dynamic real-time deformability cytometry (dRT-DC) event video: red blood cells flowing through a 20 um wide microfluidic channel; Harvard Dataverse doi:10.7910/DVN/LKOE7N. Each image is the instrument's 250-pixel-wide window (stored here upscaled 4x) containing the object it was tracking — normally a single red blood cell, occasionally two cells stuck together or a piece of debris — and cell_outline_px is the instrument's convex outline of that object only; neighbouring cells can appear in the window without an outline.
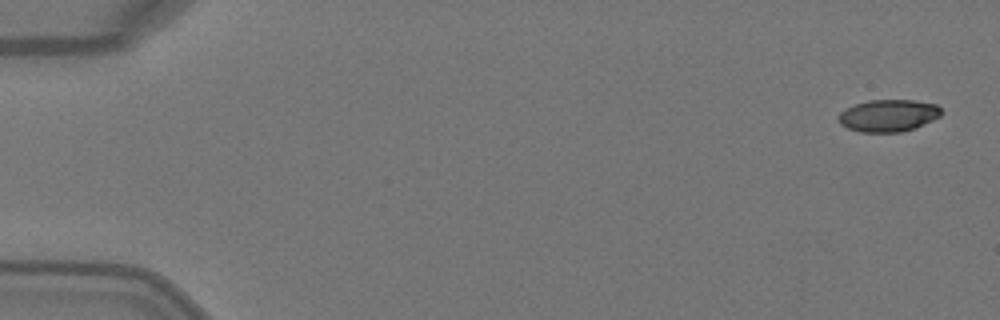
{"species": "Egyptian fruit bat (a non-hibernating species)", "species_latin": "Rousettus aegyptiacus", "temperature_condition": "warm", "stored_images_in_passage": 3, "camera_frame_rate_fps": 3000, "um_per_image_px": 0.085, "animal": {"sex": "female"}, "frame": {"image": 1, "passage_image": 1, "time_ms": 0.0, "image_size_px": [1000, 320], "cell_outline_px": [[940, 116], [916, 128], [900, 132], [860, 132], [848, 128], [840, 124], [836, 116], [844, 108], [868, 100], [916, 100], [936, 104], [940, 108]], "centroid_in_image_um": [75.47, 9.82], "position_along_channel_um": 9.5, "area_um2": 19.36}}